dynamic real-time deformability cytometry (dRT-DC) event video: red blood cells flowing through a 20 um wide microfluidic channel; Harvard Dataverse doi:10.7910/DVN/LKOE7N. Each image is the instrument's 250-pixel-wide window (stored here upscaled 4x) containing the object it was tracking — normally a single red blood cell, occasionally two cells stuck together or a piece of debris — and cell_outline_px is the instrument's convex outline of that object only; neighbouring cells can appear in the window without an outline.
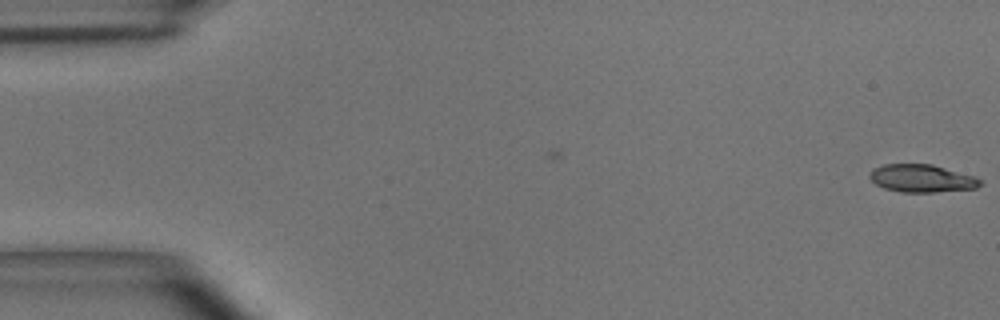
{"species": "common noctule bat (a hibernating species)", "species_latin": "Nyctalus noctula", "temperature_condition": "room temperature", "stored_images_in_passage": 3, "camera_frame_rate_fps": 3000, "um_per_image_px": 0.085, "animal": {"sex": "male", "body_mass_g": 15.6}, "frame": {"image": 1, "passage_image": 3, "time_ms": 0.667, "image_size_px": [1000, 320], "cell_outline_px": [[984, 184], [976, 188], [936, 192], [900, 192], [884, 188], [876, 184], [868, 176], [872, 168], [884, 164], [932, 164], [976, 176], [984, 180]], "centroid_in_image_um": [78.39, 15.16], "position_along_channel_um": 6.6, "area_um2": 18.15}}